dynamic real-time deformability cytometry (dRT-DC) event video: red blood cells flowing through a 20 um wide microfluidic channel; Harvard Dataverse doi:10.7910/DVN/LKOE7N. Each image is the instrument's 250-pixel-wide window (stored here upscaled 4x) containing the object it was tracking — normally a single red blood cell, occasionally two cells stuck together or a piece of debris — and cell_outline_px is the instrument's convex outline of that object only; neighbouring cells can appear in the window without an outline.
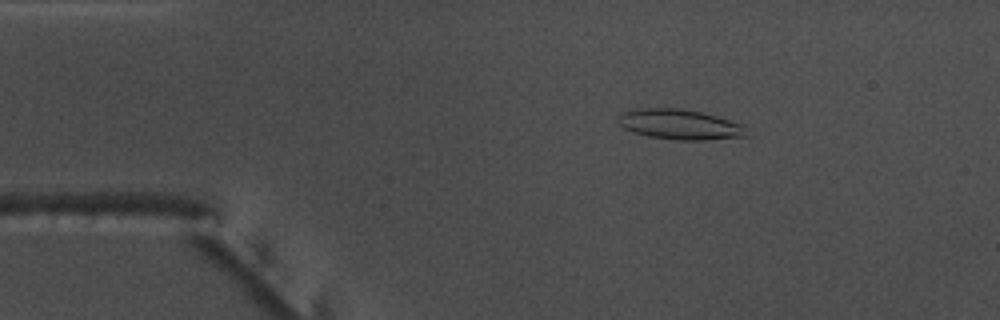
{"species": "common noctule bat (a hibernating species)", "species_latin": "Nyctalus noctula", "temperature_condition": "warm", "stored_images_in_passage": 53, "camera_frame_rate_fps": 3000, "um_per_image_px": 0.085, "animal": {"sex": "male", "body_mass_g": 17.5, "forearm_length_mm": 52.3}, "frame": {"image": 1, "passage_image": 8, "time_ms": 2.333, "image_size_px": [1000, 320], "cell_outline_px": [[744, 136], [708, 140], [680, 140], [648, 136], [632, 132], [624, 128], [616, 120], [624, 112], [644, 108], [680, 108], [700, 112], [716, 116], [744, 124]], "centroid_in_image_um": [57.76, 10.58], "position_along_channel_um": 27.2, "area_um2": 22.25}}
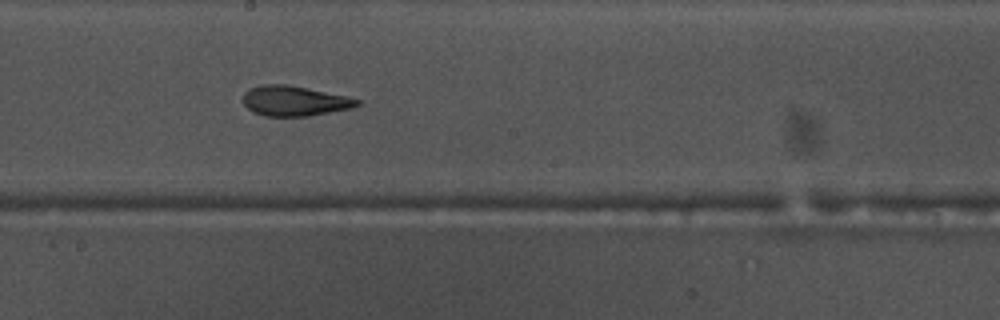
{"frame": {"image": 2, "passage_image": 28, "time_ms": 9.0, "image_size_px": [1000, 320], "cell_outline_px": [[360, 104], [348, 108], [308, 116], [264, 116], [252, 112], [244, 104], [244, 92], [252, 88], [264, 84], [288, 84], [348, 96], [360, 100]], "centroid_in_image_um": [25.01, 8.57], "position_along_channel_um": 223.2, "area_um2": 19.83}}
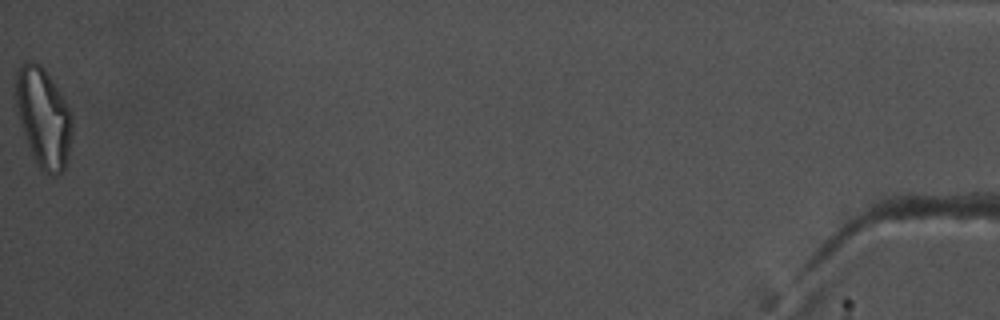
{"frame": {"image": 3, "passage_image": 53, "time_ms": 17.333, "image_size_px": [1000, 320], "cell_outline_px": [[72, 132], [68, 152], [64, 168], [56, 176], [52, 176], [40, 168], [36, 164], [28, 144], [24, 132], [16, 104], [16, 72], [28, 60], [32, 60], [40, 64], [44, 68], [72, 112]], "centroid_in_image_um": [3.71, 9.98], "position_along_channel_um": 431.5, "area_um2": 32.02}, "authors_computed_cell_mechanics": {"area_um2": 21.2704, "velocity_mm_per_s": 3.7711, "shape_relaxation_time_tau1_ms": 7.3111, "shape_relaxation_time_tau2_ms": 4.273, "deformation_change_tau1": 0.2456, "deformation_change_tau2": 0.1519}}